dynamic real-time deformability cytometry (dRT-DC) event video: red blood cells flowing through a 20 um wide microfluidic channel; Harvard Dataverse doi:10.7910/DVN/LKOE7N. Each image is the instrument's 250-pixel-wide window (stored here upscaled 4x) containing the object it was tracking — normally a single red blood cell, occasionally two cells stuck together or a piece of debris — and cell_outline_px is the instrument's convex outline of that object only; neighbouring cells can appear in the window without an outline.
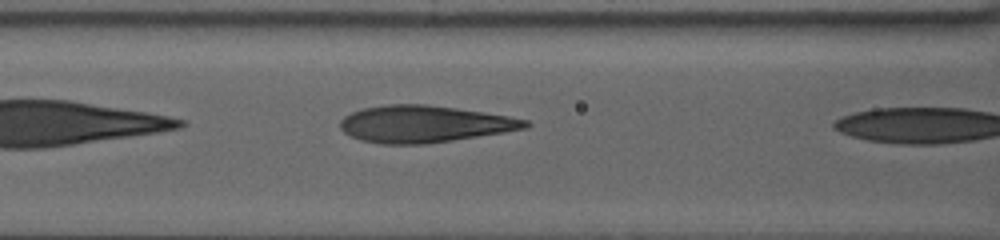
{"species": "human", "species_latin": "Homo sapiens", "temperature_condition": "warm", "stored_images_in_passage": 10, "camera_frame_rate_fps": 3000, "um_per_image_px": 0.085, "donor": {"sex": "female"}, "frame": {"image": 1, "passage_image": 9, "time_ms": 2.667, "image_size_px": [1000, 240], "cell_outline_px": [[532, 124], [528, 128], [504, 132], [452, 140], [424, 144], [380, 144], [360, 140], [344, 132], [340, 128], [340, 120], [344, 116], [352, 112], [364, 108], [388, 104], [424, 104], [456, 108], [484, 112], [508, 116], [528, 120]], "centroid_in_image_um": [36.06, 10.54], "position_along_channel_um": 130.5, "area_um2": 39.71}}